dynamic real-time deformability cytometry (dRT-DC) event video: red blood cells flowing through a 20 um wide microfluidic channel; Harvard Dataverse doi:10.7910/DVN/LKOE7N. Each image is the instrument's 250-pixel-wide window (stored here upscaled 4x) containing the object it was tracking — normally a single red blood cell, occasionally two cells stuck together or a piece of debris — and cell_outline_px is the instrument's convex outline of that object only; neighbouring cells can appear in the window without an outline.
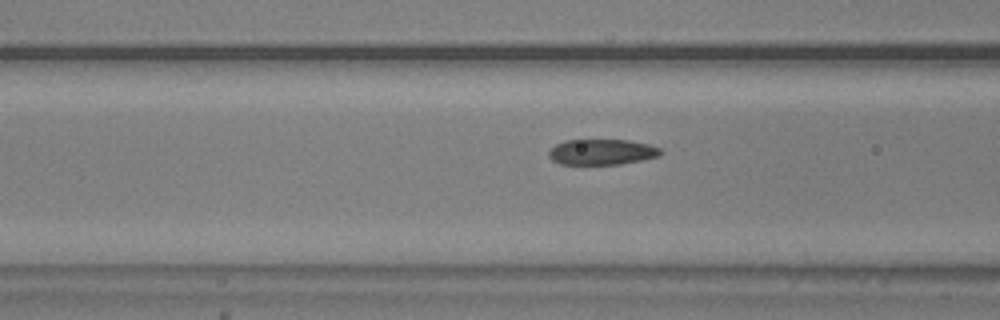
{"species": "common noctule bat (a hibernating species)", "species_latin": "Nyctalus noctula", "temperature_condition": "warm", "stored_images_in_passage": 21, "camera_frame_rate_fps": 3000, "um_per_image_px": 0.085, "animal": {"sex": "male", "body_mass_g": 20.5, "forearm_length_mm": 52.5}, "frame": {"image": 1, "passage_image": 19, "time_ms": 6.0, "image_size_px": [1000, 320], "cell_outline_px": [[664, 152], [660, 156], [620, 164], [560, 164], [552, 160], [548, 156], [548, 152], [556, 144], [564, 140], [628, 140], [648, 144], [660, 148]], "centroid_in_image_um": [51.16, 12.91], "position_along_channel_um": 115.4, "area_um2": 16.7}}